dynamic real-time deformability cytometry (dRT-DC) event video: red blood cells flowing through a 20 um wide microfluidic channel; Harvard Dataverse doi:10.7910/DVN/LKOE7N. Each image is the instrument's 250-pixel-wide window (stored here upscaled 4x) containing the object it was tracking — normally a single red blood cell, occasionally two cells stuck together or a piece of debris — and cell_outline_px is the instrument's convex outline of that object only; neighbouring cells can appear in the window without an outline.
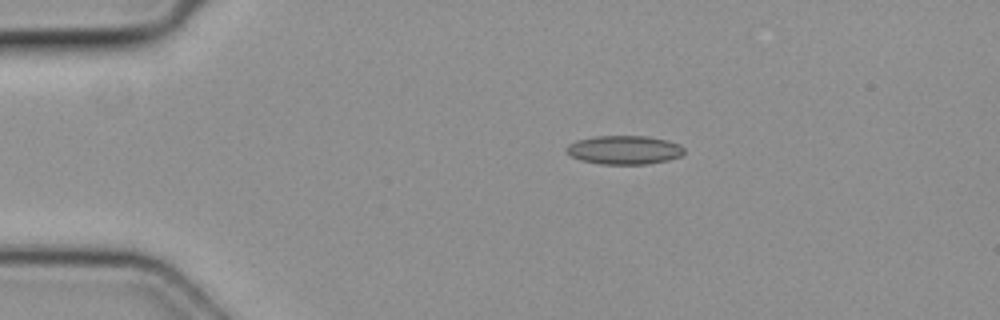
{"species": "common noctule bat (a hibernating species)", "species_latin": "Nyctalus noctula", "temperature_condition": "cold", "stored_images_in_passage": 3, "camera_frame_rate_fps": 3000, "um_per_image_px": 0.085, "animal": {"sex": "female", "body_mass_g": 19.3, "forearm_length_mm": 54.1}, "frame": {"image": 1, "passage_image": 1, "time_ms": 0.0, "image_size_px": [1000, 320], "cell_outline_px": [[684, 152], [680, 156], [668, 160], [648, 164], [600, 164], [580, 160], [572, 156], [564, 148], [568, 144], [576, 140], [596, 136], [648, 136], [668, 140], [680, 144], [684, 148]], "centroid_in_image_um": [53.06, 12.74], "position_along_channel_um": 31.9, "area_um2": 19.83}}
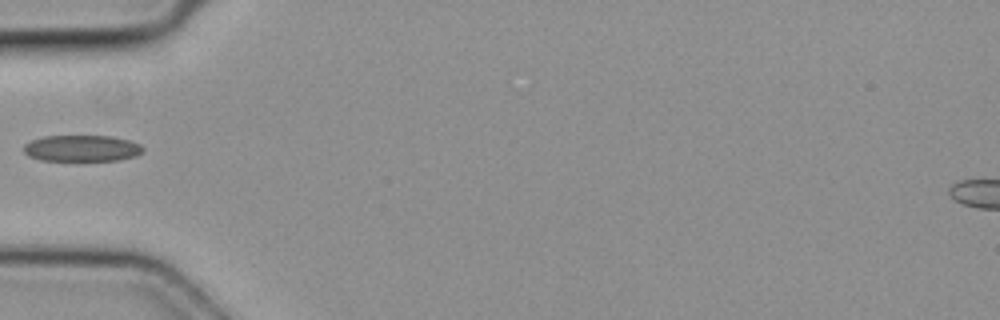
{"frame": {"image": 2, "passage_image": 3, "time_ms": 0.667, "image_size_px": [1000, 320], "cell_outline_px": [[144, 152], [136, 156], [120, 160], [40, 160], [28, 156], [24, 152], [24, 144], [32, 140], [44, 136], [112, 136], [128, 140], [140, 144], [144, 148]], "centroid_in_image_um": [6.98, 12.6], "position_along_channel_um": 78.0, "area_um2": 18.32}}